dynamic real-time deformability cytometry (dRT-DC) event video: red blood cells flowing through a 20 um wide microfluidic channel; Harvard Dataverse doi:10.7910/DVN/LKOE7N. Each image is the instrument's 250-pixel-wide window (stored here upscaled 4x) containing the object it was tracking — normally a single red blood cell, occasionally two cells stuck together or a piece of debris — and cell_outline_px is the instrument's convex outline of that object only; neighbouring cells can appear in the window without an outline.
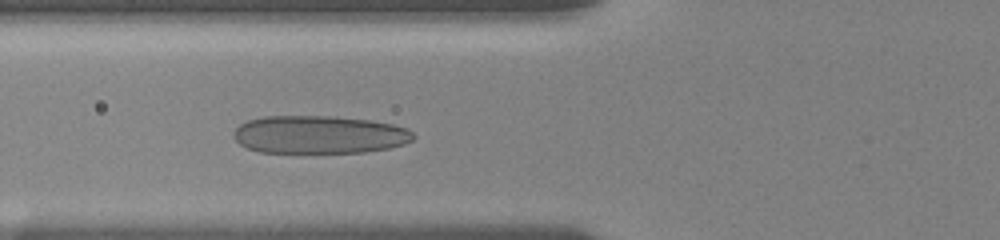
{"species": "human", "species_latin": "Homo sapiens", "temperature_condition": "room temperature", "stored_images_in_passage": 45, "camera_frame_rate_fps": 3000, "um_per_image_px": 0.085, "donor": {"sex": "female"}, "frame": {"image": 1, "passage_image": 15, "time_ms": 5.0, "image_size_px": [1000, 240], "cell_outline_px": [[416, 136], [412, 140], [404, 144], [388, 148], [364, 152], [260, 152], [248, 148], [240, 144], [232, 136], [232, 132], [240, 124], [248, 120], [264, 116], [336, 116], [372, 120], [392, 124], [408, 128]], "centroid_in_image_um": [27.14, 11.43], "position_along_channel_um": 98.7, "area_um2": 39.88}}
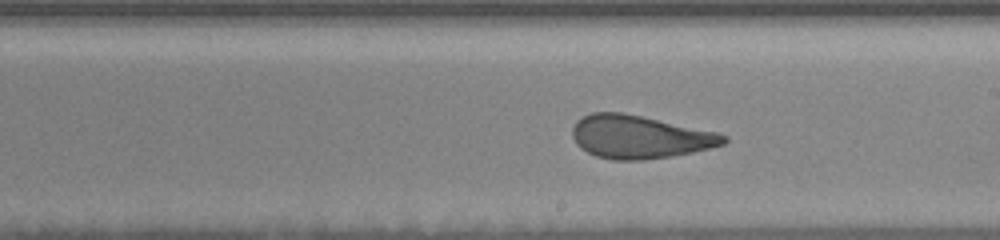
{"frame": {"image": 2, "passage_image": 27, "time_ms": 8.667, "image_size_px": [1000, 240], "cell_outline_px": [[728, 140], [724, 144], [692, 152], [672, 156], [644, 160], [612, 160], [596, 156], [580, 148], [576, 144], [572, 136], [572, 128], [576, 120], [592, 112], [624, 112], [720, 132], [728, 136]], "centroid_in_image_um": [54.37, 11.63], "position_along_channel_um": 234.6, "area_um2": 38.38}}
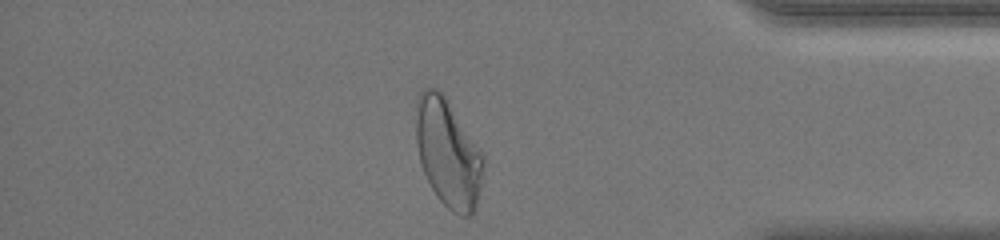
{"frame": {"image": 3, "passage_image": 41, "time_ms": 13.667, "image_size_px": [1000, 240], "cell_outline_px": [[484, 164], [480, 188], [476, 204], [472, 212], [468, 216], [460, 216], [452, 212], [436, 196], [420, 164], [416, 140], [416, 96], [424, 88], [436, 88], [444, 96], [484, 156]], "centroid_in_image_um": [38.05, 13.02], "position_along_channel_um": 397.1, "area_um2": 41.91}, "authors_computed_cell_mechanics": {"area_um2": 40.8068, "velocity_mm_per_s": 3.7048, "shape_relaxation_time_tau1_ms": 6.482, "shape_relaxation_time_tau2_ms": 1.0986, "deformation_change_tau1": 0.198, "deformation_change_tau2": 0.0855}}